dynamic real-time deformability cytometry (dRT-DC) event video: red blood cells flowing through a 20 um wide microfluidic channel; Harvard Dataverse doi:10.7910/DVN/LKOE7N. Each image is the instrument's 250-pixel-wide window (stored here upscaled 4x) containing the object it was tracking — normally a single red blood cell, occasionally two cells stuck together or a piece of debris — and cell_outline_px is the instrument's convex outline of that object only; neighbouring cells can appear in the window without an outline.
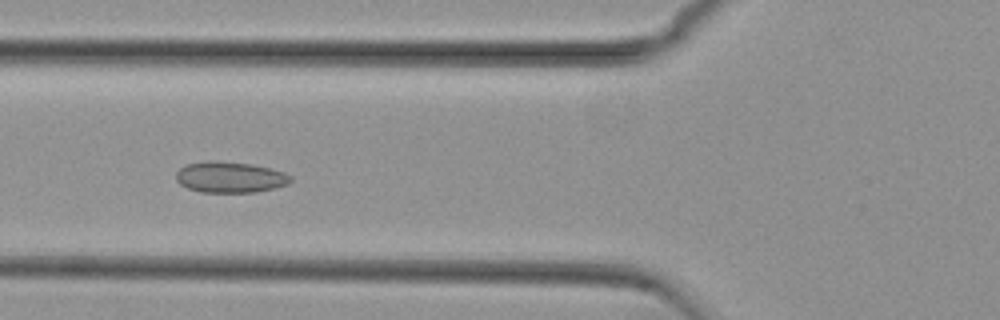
{"species": "common noctule bat (a hibernating species)", "species_latin": "Nyctalus noctula", "temperature_condition": "cold", "stored_images_in_passage": 46, "camera_frame_rate_fps": 3000, "um_per_image_px": 0.085, "animal": {"sex": "female", "body_mass_g": 29.2, "forearm_length_mm": 56.3}, "frame": {"image": 1, "passage_image": 12, "time_ms": 3.667, "image_size_px": [1000, 320], "cell_outline_px": [[292, 180], [288, 184], [276, 188], [256, 192], [200, 192], [188, 188], [180, 184], [176, 180], [176, 172], [180, 168], [188, 164], [208, 160], [216, 160], [252, 164], [284, 172], [292, 176]], "centroid_in_image_um": [19.56, 15.06], "position_along_channel_um": 106.2, "area_um2": 20.81}}
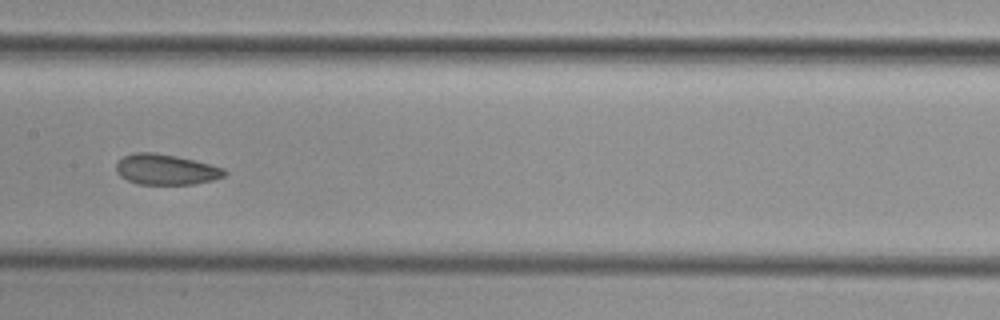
{"frame": {"image": 2, "passage_image": 19, "time_ms": 6.0, "image_size_px": [1000, 320], "cell_outline_px": [[228, 172], [224, 176], [212, 180], [192, 184], [136, 184], [120, 176], [116, 172], [116, 164], [124, 156], [136, 152], [152, 152], [176, 156], [224, 168]], "centroid_in_image_um": [14.08, 14.41], "position_along_channel_um": 193.3, "area_um2": 19.07}}
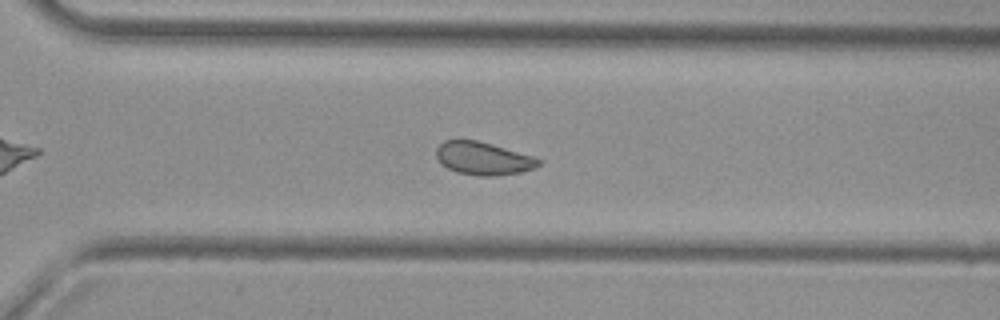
{"frame": {"image": 3, "passage_image": 30, "time_ms": 9.667, "image_size_px": [1000, 320], "cell_outline_px": [[544, 160], [536, 168], [520, 172], [496, 176], [476, 176], [456, 172], [440, 164], [436, 156], [436, 148], [444, 140], [476, 140], [492, 144], [532, 156]], "centroid_in_image_um": [41.07, 13.48], "position_along_channel_um": 329.5, "area_um2": 19.77}, "authors_computed_cell_mechanics": {"area_um2": 20.1433, "velocity_mm_per_s": 3.719, "shape_relaxation_time_tau1_ms": null, "shape_relaxation_time_tau2_ms": 1.8498, "deformation_change_tau1": null, "deformation_change_tau2": 0.0602}}